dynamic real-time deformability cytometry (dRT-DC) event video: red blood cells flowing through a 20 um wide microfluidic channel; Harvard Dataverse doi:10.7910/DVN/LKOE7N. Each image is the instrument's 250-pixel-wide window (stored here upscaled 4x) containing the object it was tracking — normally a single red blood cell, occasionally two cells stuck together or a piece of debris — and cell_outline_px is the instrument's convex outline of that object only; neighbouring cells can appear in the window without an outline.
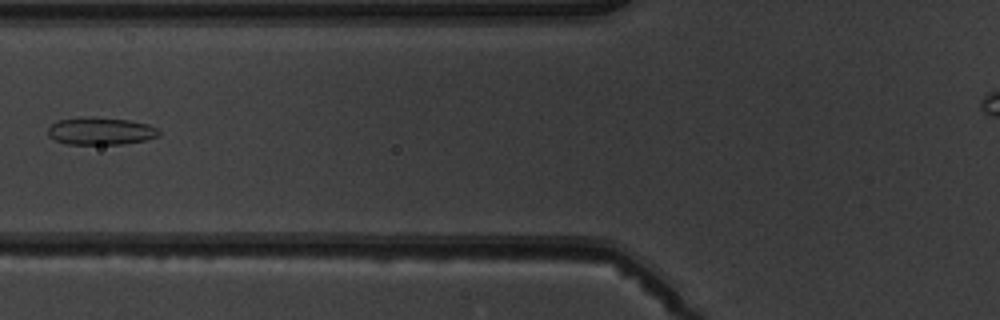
{"species": "common noctule bat (a hibernating species)", "species_latin": "Nyctalus noctula", "temperature_condition": "warm", "stored_images_in_passage": 6, "camera_frame_rate_fps": 3000, "um_per_image_px": 0.085, "animal": {"sex": "male", "body_mass_g": 19.5, "forearm_length_mm": 54.6}, "frame": {"image": 1, "passage_image": 5, "time_ms": 4.667, "image_size_px": [1000, 320], "cell_outline_px": [[160, 136], [144, 140], [120, 144], [68, 144], [56, 140], [48, 136], [48, 128], [52, 124], [60, 120], [84, 116], [92, 116], [128, 120], [148, 124], [156, 128], [160, 132]], "centroid_in_image_um": [8.55, 11.13], "position_along_channel_um": 117.3, "area_um2": 17.74}}
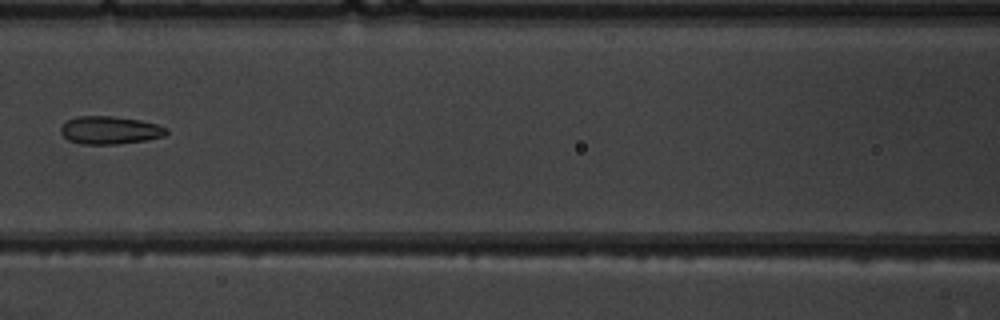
{"frame": {"image": 2, "passage_image": 6, "time_ms": 5.667, "image_size_px": [1000, 320], "cell_outline_px": [[168, 132], [164, 136], [144, 140], [116, 144], [80, 144], [68, 140], [60, 132], [60, 128], [68, 120], [76, 116], [112, 116], [140, 120], [156, 124], [168, 128]], "centroid_in_image_um": [9.33, 11.06], "position_along_channel_um": 157.3, "area_um2": 17.11}}